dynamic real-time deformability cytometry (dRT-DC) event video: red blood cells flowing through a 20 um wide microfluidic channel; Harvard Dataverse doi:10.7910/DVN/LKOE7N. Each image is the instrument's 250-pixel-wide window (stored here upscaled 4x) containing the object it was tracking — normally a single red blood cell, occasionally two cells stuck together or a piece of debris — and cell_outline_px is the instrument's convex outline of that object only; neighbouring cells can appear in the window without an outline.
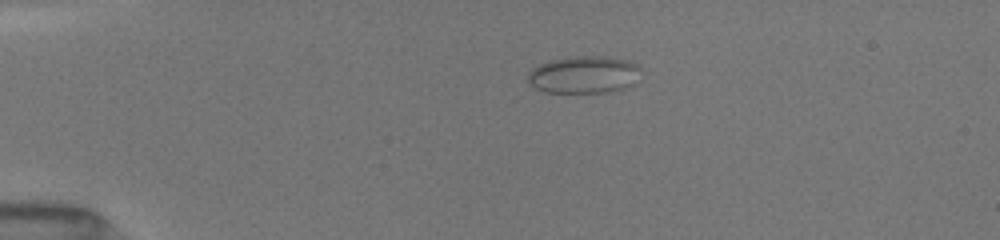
{"species": "common noctule bat (a hibernating species)", "species_latin": "Nyctalus noctula", "temperature_condition": "room temperature", "stored_images_in_passage": 8, "camera_frame_rate_fps": 3000, "um_per_image_px": 0.085, "animal": {"sex": "female", "body_mass_g": 19.5, "forearm_length_mm": 54.1}, "frame": {"image": 1, "passage_image": 1, "time_ms": 0.0, "image_size_px": [1000, 240], "cell_outline_px": [[640, 68], [632, 84], [624, 88], [604, 92], [544, 92], [528, 84], [528, 72], [532, 68], [540, 64], [552, 60], [576, 56], [604, 56], [628, 60], [636, 64]], "centroid_in_image_um": [49.58, 6.34], "position_along_channel_um": 35.4, "area_um2": 24.28}}
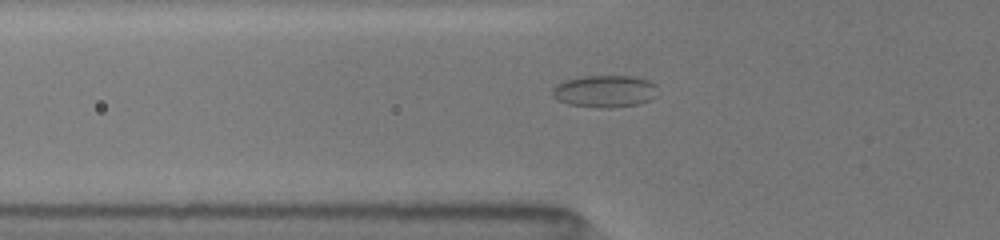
{"frame": {"image": 2, "passage_image": 5, "time_ms": 2.333, "image_size_px": [1000, 240], "cell_outline_px": [[656, 96], [640, 104], [612, 108], [600, 108], [568, 104], [552, 96], [552, 88], [556, 84], [564, 80], [584, 76], [632, 76], [648, 80], [656, 84]], "centroid_in_image_um": [51.4, 7.76], "position_along_channel_um": 74.4, "area_um2": 19.83}}
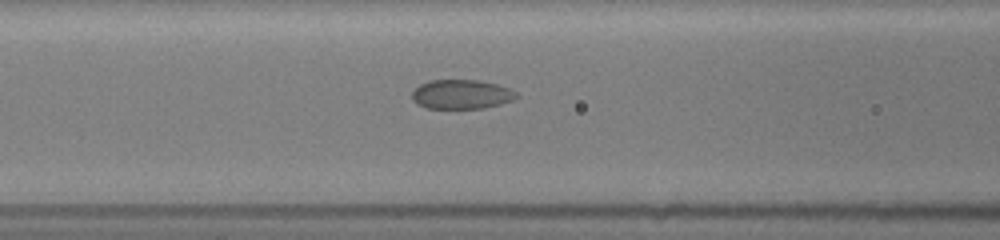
{"frame": {"image": 3, "passage_image": 7, "time_ms": 3.667, "image_size_px": [1000, 240], "cell_outline_px": [[520, 96], [512, 100], [500, 104], [484, 108], [424, 108], [416, 104], [412, 100], [412, 92], [420, 84], [428, 80], [480, 80], [496, 84], [508, 88], [516, 92]], "centroid_in_image_um": [39.2, 8.02], "position_along_channel_um": 127.4, "area_um2": 17.92}}